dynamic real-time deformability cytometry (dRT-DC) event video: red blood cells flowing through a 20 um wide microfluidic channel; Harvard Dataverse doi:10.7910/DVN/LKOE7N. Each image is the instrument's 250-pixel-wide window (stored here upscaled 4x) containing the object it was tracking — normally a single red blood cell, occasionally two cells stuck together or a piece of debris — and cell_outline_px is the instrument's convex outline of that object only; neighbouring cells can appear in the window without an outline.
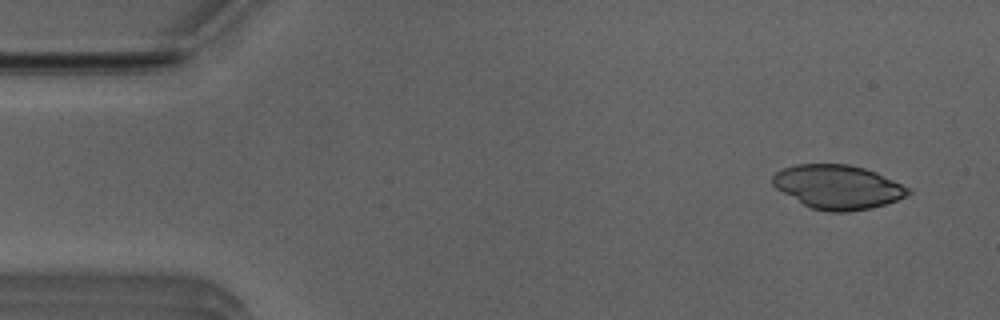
{"species": "Egyptian fruit bat (a non-hibernating species)", "species_latin": "Rousettus aegyptiacus", "temperature_condition": "room temperature", "stored_images_in_passage": 10, "camera_frame_rate_fps": 3000, "um_per_image_px": 0.085, "animal": {"sex": "male"}, "frame": {"image": 1, "passage_image": 2, "time_ms": 0.333, "image_size_px": [1000, 320], "cell_outline_px": [[912, 192], [896, 200], [872, 208], [848, 212], [828, 212], [812, 208], [804, 204], [776, 188], [772, 184], [772, 176], [776, 172], [784, 168], [796, 164], [848, 164], [864, 168], [876, 172], [908, 188]], "centroid_in_image_um": [71.19, 15.89], "position_along_channel_um": 13.8, "area_um2": 34.39}}